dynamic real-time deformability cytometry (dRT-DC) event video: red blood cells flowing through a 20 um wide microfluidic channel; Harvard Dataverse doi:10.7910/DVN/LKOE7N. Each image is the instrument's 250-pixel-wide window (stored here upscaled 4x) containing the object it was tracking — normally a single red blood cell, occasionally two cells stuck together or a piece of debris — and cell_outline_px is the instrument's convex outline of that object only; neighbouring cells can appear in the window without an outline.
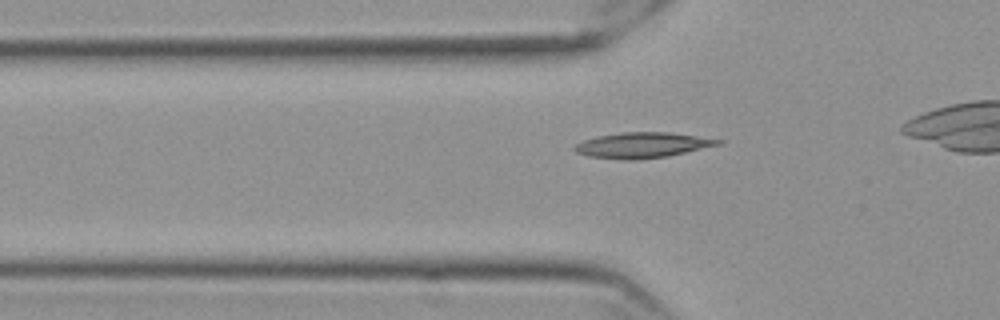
{"species": "Egyptian fruit bat (a non-hibernating species)", "species_latin": "Rousettus aegyptiacus", "temperature_condition": "cold", "stored_images_in_passage": 22, "camera_frame_rate_fps": 3000, "um_per_image_px": 0.085, "frame": {"image": 1, "passage_image": 5, "time_ms": 1.333, "image_size_px": [1000, 320], "cell_outline_px": [[724, 140], [720, 144], [668, 156], [632, 160], [624, 160], [588, 156], [576, 152], [572, 148], [576, 144], [584, 140], [600, 136], [620, 132], [668, 132]], "centroid_in_image_um": [54.57, 12.34], "position_along_channel_um": 71.2, "area_um2": 21.04}}
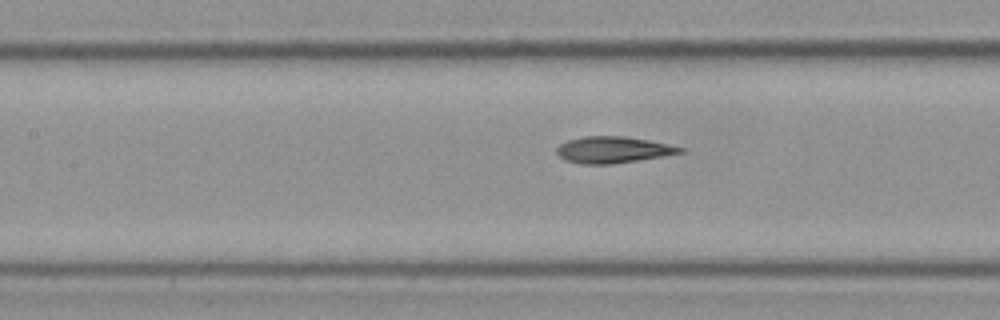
{"frame": {"image": 2, "passage_image": 12, "time_ms": 3.667, "image_size_px": [1000, 320], "cell_outline_px": [[684, 152], [612, 164], [580, 164], [564, 160], [556, 152], [556, 148], [560, 144], [568, 140], [584, 136], [624, 136], [648, 140], [668, 144], [684, 148]], "centroid_in_image_um": [52.06, 12.73], "position_along_channel_um": 155.3, "area_um2": 18.84}}
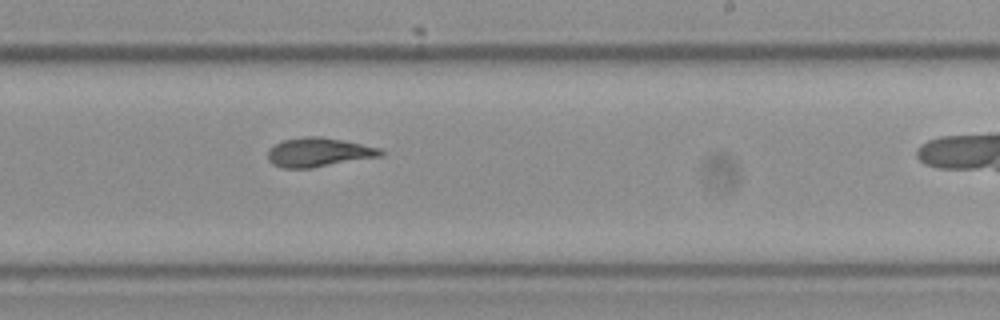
{"frame": {"image": 3, "passage_image": 21, "time_ms": 6.667, "image_size_px": [1000, 320], "cell_outline_px": [[384, 156], [312, 168], [284, 168], [272, 164], [268, 160], [268, 148], [284, 140], [308, 136], [320, 136], [380, 148], [384, 152]], "centroid_in_image_um": [27.09, 12.96], "position_along_channel_um": 261.9, "area_um2": 19.07}}